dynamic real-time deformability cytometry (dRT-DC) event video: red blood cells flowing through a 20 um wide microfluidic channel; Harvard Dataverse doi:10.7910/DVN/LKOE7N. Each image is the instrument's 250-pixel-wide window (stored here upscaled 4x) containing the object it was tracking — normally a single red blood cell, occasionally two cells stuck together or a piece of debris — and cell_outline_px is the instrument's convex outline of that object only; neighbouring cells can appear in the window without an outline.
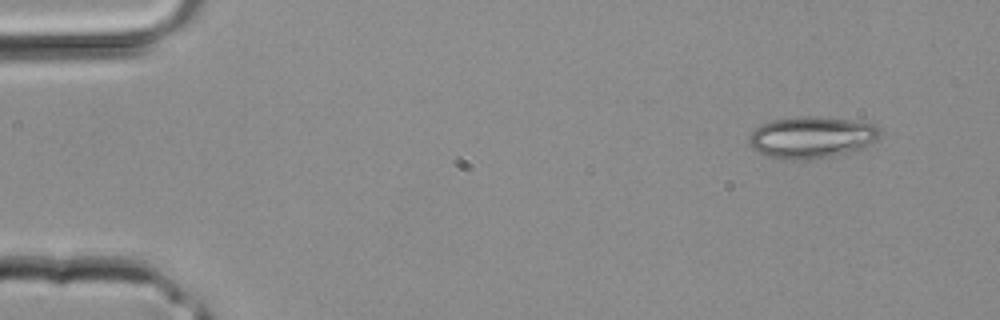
{"species": "common noctule bat (a hibernating species)", "species_latin": "Nyctalus noctula", "temperature_condition": "room temperature", "stored_images_in_passage": 2, "camera_frame_rate_fps": 3000, "um_per_image_px": 0.085, "animal": {"sex": "male", "body_mass_g": 20.4}, "frame": {"image": 1, "passage_image": 1, "time_ms": 0.0, "image_size_px": [1000, 320], "cell_outline_px": [[880, 136], [872, 144], [864, 148], [832, 156], [804, 160], [796, 160], [768, 156], [752, 148], [748, 144], [748, 136], [756, 128], [772, 120], [800, 116], [820, 116], [876, 124], [880, 132]], "centroid_in_image_um": [69.0, 11.67], "position_along_channel_um": 16.0, "area_um2": 31.79}}